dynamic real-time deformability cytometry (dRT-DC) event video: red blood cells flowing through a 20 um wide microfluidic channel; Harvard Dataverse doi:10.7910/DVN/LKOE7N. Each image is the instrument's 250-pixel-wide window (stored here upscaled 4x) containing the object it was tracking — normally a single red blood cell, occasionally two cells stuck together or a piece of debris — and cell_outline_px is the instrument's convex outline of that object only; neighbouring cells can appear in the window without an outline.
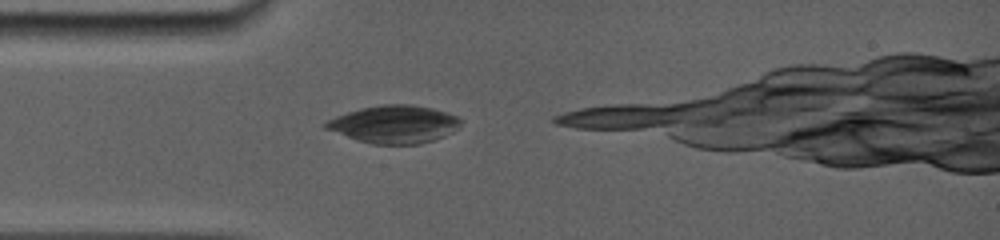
{"species": "common noctule bat (a hibernating species)", "species_latin": "Nyctalus noctula", "temperature_condition": "room temperature", "stored_images_in_passage": 2, "camera_frame_rate_fps": 5000, "um_per_image_px": 0.085, "animal": {"sex": "female", "body_mass_g": 19.0, "forearm_length_mm": 56.7}, "frame": {"image": 1, "passage_image": 1, "time_ms": 0.0, "image_size_px": [1000, 240], "cell_outline_px": [[464, 120], [460, 128], [444, 136], [420, 144], [372, 144], [356, 140], [324, 128], [320, 124], [336, 116], [360, 108], [384, 104], [408, 104], [432, 108], [456, 116]], "centroid_in_image_um": [33.51, 10.56], "position_along_channel_um": 51.5, "area_um2": 29.77}}